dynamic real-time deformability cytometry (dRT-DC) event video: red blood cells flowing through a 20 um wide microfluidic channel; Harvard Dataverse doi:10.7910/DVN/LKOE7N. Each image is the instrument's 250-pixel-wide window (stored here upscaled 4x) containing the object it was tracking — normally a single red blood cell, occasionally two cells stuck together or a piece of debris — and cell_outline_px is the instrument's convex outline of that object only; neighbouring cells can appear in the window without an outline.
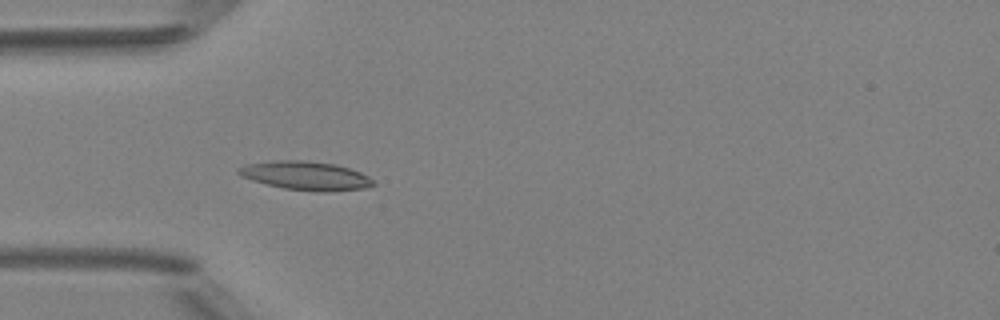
{"species": "Egyptian fruit bat (a non-hibernating species)", "species_latin": "Rousettus aegyptiacus", "temperature_condition": "room temperature", "stored_images_in_passage": 2, "camera_frame_rate_fps": 3000, "um_per_image_px": 0.085, "animal": {"sex": "female"}, "frame": {"image": 1, "passage_image": 2, "time_ms": 2.0, "image_size_px": [1000, 320], "cell_outline_px": [[376, 184], [364, 188], [324, 192], [316, 192], [284, 188], [252, 180], [240, 176], [236, 172], [236, 168], [248, 164], [280, 160], [304, 160], [336, 164], [360, 172], [368, 176]], "centroid_in_image_um": [25.98, 14.93], "position_along_channel_um": 59.0, "area_um2": 22.43}}